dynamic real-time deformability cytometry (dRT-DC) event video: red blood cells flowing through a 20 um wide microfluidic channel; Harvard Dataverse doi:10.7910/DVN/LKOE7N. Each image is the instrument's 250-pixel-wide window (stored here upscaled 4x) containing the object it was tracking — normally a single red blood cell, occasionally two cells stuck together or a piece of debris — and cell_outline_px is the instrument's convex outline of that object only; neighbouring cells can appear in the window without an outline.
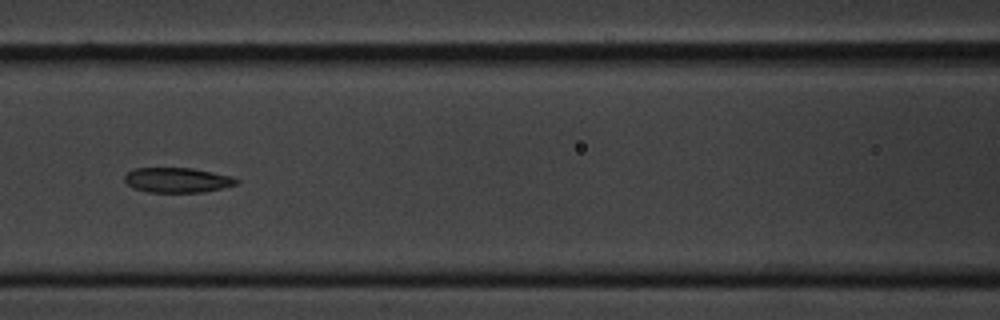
{"species": "common noctule bat (a hibernating species)", "species_latin": "Nyctalus noctula", "temperature_condition": "cold", "stored_images_in_passage": 11, "segment_of_instrument_passage": [1, 2], "camera_frame_rate_fps": 3000, "um_per_image_px": 0.085, "animal": {"sex": "male", "body_mass_g": 20.1, "forearm_length_mm": 53.5}, "frame": {"image": 1, "passage_image": 8, "time_ms": 2.333, "image_size_px": [1000, 320], "cell_outline_px": [[240, 180], [236, 184], [220, 188], [200, 192], [148, 192], [132, 188], [124, 180], [124, 176], [132, 168], [192, 168], [212, 172], [228, 176]], "centroid_in_image_um": [15.0, 15.3], "position_along_channel_um": 151.6, "area_um2": 16.07}}
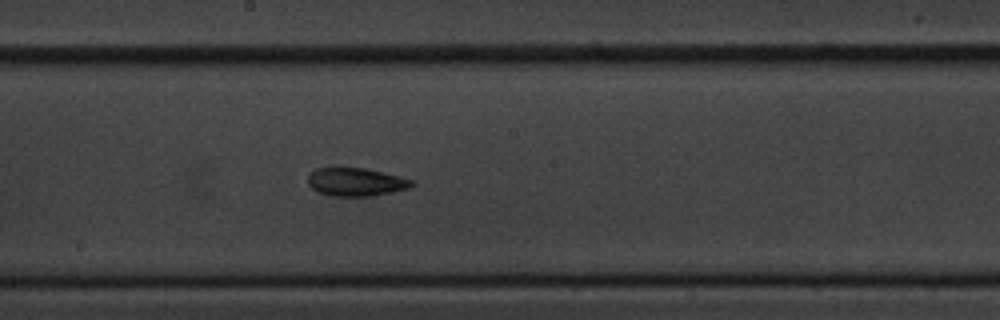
{"frame": {"image": 2, "passage_image": 10, "time_ms": 3.0, "image_size_px": [1000, 320], "cell_outline_px": [[416, 184], [408, 188], [392, 192], [372, 196], [332, 196], [320, 192], [312, 188], [308, 184], [308, 172], [316, 168], [364, 168], [412, 180]], "centroid_in_image_um": [30.21, 15.47], "position_along_channel_um": 218.0, "area_um2": 16.88}}